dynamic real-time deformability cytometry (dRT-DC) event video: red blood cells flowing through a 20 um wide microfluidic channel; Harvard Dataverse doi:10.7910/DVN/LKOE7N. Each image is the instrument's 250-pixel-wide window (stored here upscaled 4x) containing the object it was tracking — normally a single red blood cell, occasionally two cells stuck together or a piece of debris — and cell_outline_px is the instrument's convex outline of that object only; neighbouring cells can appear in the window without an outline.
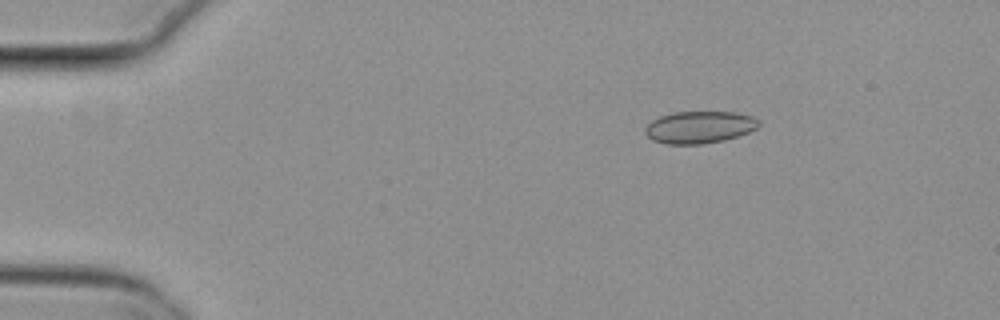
{"species": "common noctule bat (a hibernating species)", "species_latin": "Nyctalus noctula", "temperature_condition": "cold", "stored_images_in_passage": 3, "camera_frame_rate_fps": 3000, "um_per_image_px": 0.085, "animal": {"sex": "female", "body_mass_g": 29.2, "forearm_length_mm": 56.3}, "frame": {"image": 1, "passage_image": 1, "time_ms": 0.0, "image_size_px": [1000, 320], "cell_outline_px": [[760, 124], [756, 128], [748, 132], [724, 140], [704, 144], [668, 144], [652, 140], [644, 132], [644, 128], [652, 120], [660, 116], [672, 112], [736, 112], [752, 116], [760, 120]], "centroid_in_image_um": [59.44, 10.81], "position_along_channel_um": 25.6, "area_um2": 21.33}}